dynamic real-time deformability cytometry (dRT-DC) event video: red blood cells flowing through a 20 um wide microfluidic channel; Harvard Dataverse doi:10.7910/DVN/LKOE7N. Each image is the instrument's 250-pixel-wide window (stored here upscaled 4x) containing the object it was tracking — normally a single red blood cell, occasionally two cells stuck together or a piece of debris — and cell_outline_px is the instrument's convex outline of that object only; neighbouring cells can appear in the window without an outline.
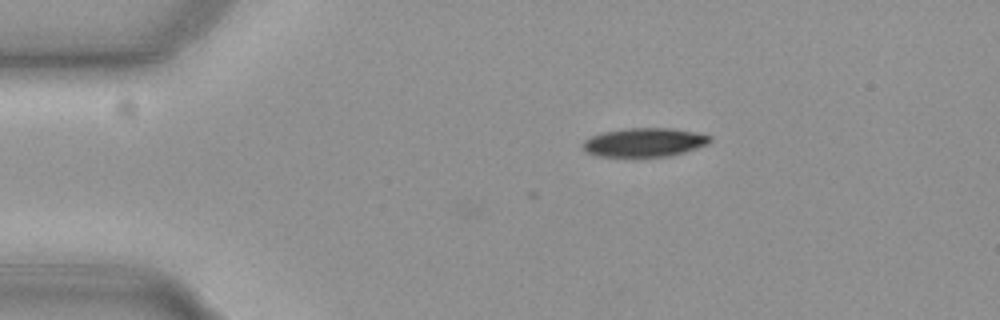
{"species": "common noctule bat (a hibernating species)", "species_latin": "Nyctalus noctula", "temperature_condition": "cold", "stored_images_in_passage": 36, "camera_frame_rate_fps": 3000, "um_per_image_px": 0.085, "animal": {"sex": "female", "body_mass_g": 19.3, "forearm_length_mm": 54.1}, "frame": {"image": 1, "passage_image": 1, "time_ms": 0.0, "image_size_px": [1000, 320], "cell_outline_px": [[712, 140], [708, 144], [684, 152], [668, 156], [596, 156], [588, 152], [584, 148], [584, 140], [592, 136], [604, 132], [628, 128], [672, 128], [712, 136]], "centroid_in_image_um": [54.8, 12.09], "position_along_channel_um": 30.2, "area_um2": 20.98}}
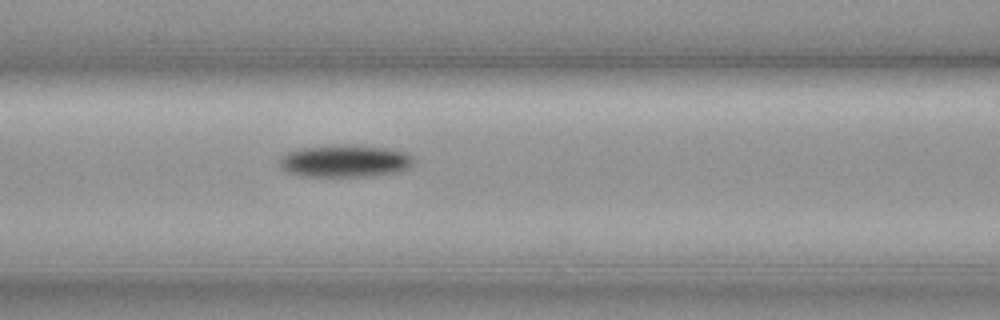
{"frame": {"image": 2, "passage_image": 14, "time_ms": 4.333, "image_size_px": [1000, 320], "cell_outline_px": [[416, 160], [408, 168], [396, 172], [372, 176], [300, 176], [288, 172], [280, 168], [280, 156], [288, 152], [300, 148], [336, 144], [388, 148], [404, 152], [412, 156]], "centroid_in_image_um": [29.3, 13.68], "position_along_channel_um": 137.3, "area_um2": 25.32}}
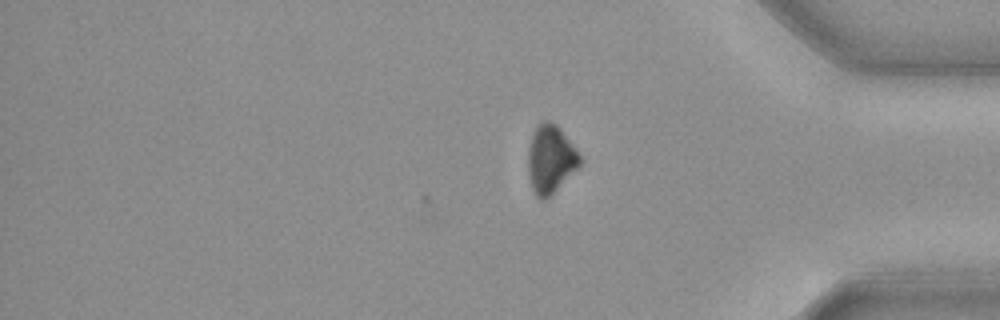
{"frame": {"image": 3, "passage_image": 36, "time_ms": 11.667, "image_size_px": [1000, 320], "cell_outline_px": [[584, 160], [548, 200], [540, 200], [536, 196], [532, 188], [528, 172], [528, 148], [536, 124], [544, 120], [548, 120], [556, 124], [560, 128]], "centroid_in_image_um": [46.79, 13.54], "position_along_channel_um": 388.4, "area_um2": 20.81}, "authors_computed_cell_mechanics": {"area_um2": 24.854, "velocity_mm_per_s": 3.6978, "shape_relaxation_time_tau1_ms": 3.1087, "shape_relaxation_time_tau2_ms": null, "deformation_change_tau1": 0.1141, "deformation_change_tau2": null}}